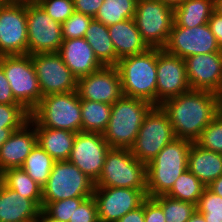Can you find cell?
<instances>
[{
	"label": "cell",
	"instance_id": "obj_18",
	"mask_svg": "<svg viewBox=\"0 0 222 222\" xmlns=\"http://www.w3.org/2000/svg\"><path fill=\"white\" fill-rule=\"evenodd\" d=\"M77 92L80 99L112 105L123 96L120 75L116 66H103L79 78Z\"/></svg>",
	"mask_w": 222,
	"mask_h": 222
},
{
	"label": "cell",
	"instance_id": "obj_35",
	"mask_svg": "<svg viewBox=\"0 0 222 222\" xmlns=\"http://www.w3.org/2000/svg\"><path fill=\"white\" fill-rule=\"evenodd\" d=\"M30 117L21 104H0V128L19 129Z\"/></svg>",
	"mask_w": 222,
	"mask_h": 222
},
{
	"label": "cell",
	"instance_id": "obj_20",
	"mask_svg": "<svg viewBox=\"0 0 222 222\" xmlns=\"http://www.w3.org/2000/svg\"><path fill=\"white\" fill-rule=\"evenodd\" d=\"M37 144V133L33 123L28 120L12 132L0 148V174L9 168H19Z\"/></svg>",
	"mask_w": 222,
	"mask_h": 222
},
{
	"label": "cell",
	"instance_id": "obj_52",
	"mask_svg": "<svg viewBox=\"0 0 222 222\" xmlns=\"http://www.w3.org/2000/svg\"><path fill=\"white\" fill-rule=\"evenodd\" d=\"M187 222H206V220L204 219L203 214L196 209Z\"/></svg>",
	"mask_w": 222,
	"mask_h": 222
},
{
	"label": "cell",
	"instance_id": "obj_21",
	"mask_svg": "<svg viewBox=\"0 0 222 222\" xmlns=\"http://www.w3.org/2000/svg\"><path fill=\"white\" fill-rule=\"evenodd\" d=\"M58 53L77 79L103 67L85 38L64 39Z\"/></svg>",
	"mask_w": 222,
	"mask_h": 222
},
{
	"label": "cell",
	"instance_id": "obj_44",
	"mask_svg": "<svg viewBox=\"0 0 222 222\" xmlns=\"http://www.w3.org/2000/svg\"><path fill=\"white\" fill-rule=\"evenodd\" d=\"M208 24L211 29V32L214 34L219 45H221L222 44V16H220L216 12H213L208 21Z\"/></svg>",
	"mask_w": 222,
	"mask_h": 222
},
{
	"label": "cell",
	"instance_id": "obj_45",
	"mask_svg": "<svg viewBox=\"0 0 222 222\" xmlns=\"http://www.w3.org/2000/svg\"><path fill=\"white\" fill-rule=\"evenodd\" d=\"M116 222H144V201L140 207L128 212Z\"/></svg>",
	"mask_w": 222,
	"mask_h": 222
},
{
	"label": "cell",
	"instance_id": "obj_8",
	"mask_svg": "<svg viewBox=\"0 0 222 222\" xmlns=\"http://www.w3.org/2000/svg\"><path fill=\"white\" fill-rule=\"evenodd\" d=\"M3 68L15 99L31 112L42 99L36 70L30 54L0 56Z\"/></svg>",
	"mask_w": 222,
	"mask_h": 222
},
{
	"label": "cell",
	"instance_id": "obj_9",
	"mask_svg": "<svg viewBox=\"0 0 222 222\" xmlns=\"http://www.w3.org/2000/svg\"><path fill=\"white\" fill-rule=\"evenodd\" d=\"M175 138L168 115L160 106H154L145 116L130 151L139 161L148 164Z\"/></svg>",
	"mask_w": 222,
	"mask_h": 222
},
{
	"label": "cell",
	"instance_id": "obj_36",
	"mask_svg": "<svg viewBox=\"0 0 222 222\" xmlns=\"http://www.w3.org/2000/svg\"><path fill=\"white\" fill-rule=\"evenodd\" d=\"M86 198H69L50 202L43 210L52 218L69 222L74 211Z\"/></svg>",
	"mask_w": 222,
	"mask_h": 222
},
{
	"label": "cell",
	"instance_id": "obj_6",
	"mask_svg": "<svg viewBox=\"0 0 222 222\" xmlns=\"http://www.w3.org/2000/svg\"><path fill=\"white\" fill-rule=\"evenodd\" d=\"M95 187L147 189V164L135 158L130 149L111 148Z\"/></svg>",
	"mask_w": 222,
	"mask_h": 222
},
{
	"label": "cell",
	"instance_id": "obj_48",
	"mask_svg": "<svg viewBox=\"0 0 222 222\" xmlns=\"http://www.w3.org/2000/svg\"><path fill=\"white\" fill-rule=\"evenodd\" d=\"M214 94L216 99L217 116L222 117V85Z\"/></svg>",
	"mask_w": 222,
	"mask_h": 222
},
{
	"label": "cell",
	"instance_id": "obj_37",
	"mask_svg": "<svg viewBox=\"0 0 222 222\" xmlns=\"http://www.w3.org/2000/svg\"><path fill=\"white\" fill-rule=\"evenodd\" d=\"M53 20L64 23L74 12L73 0H35Z\"/></svg>",
	"mask_w": 222,
	"mask_h": 222
},
{
	"label": "cell",
	"instance_id": "obj_13",
	"mask_svg": "<svg viewBox=\"0 0 222 222\" xmlns=\"http://www.w3.org/2000/svg\"><path fill=\"white\" fill-rule=\"evenodd\" d=\"M42 97L77 91L78 79L65 65L58 52L31 55Z\"/></svg>",
	"mask_w": 222,
	"mask_h": 222
},
{
	"label": "cell",
	"instance_id": "obj_19",
	"mask_svg": "<svg viewBox=\"0 0 222 222\" xmlns=\"http://www.w3.org/2000/svg\"><path fill=\"white\" fill-rule=\"evenodd\" d=\"M188 83L192 90L216 92L222 85L220 52L197 54L184 59Z\"/></svg>",
	"mask_w": 222,
	"mask_h": 222
},
{
	"label": "cell",
	"instance_id": "obj_30",
	"mask_svg": "<svg viewBox=\"0 0 222 222\" xmlns=\"http://www.w3.org/2000/svg\"><path fill=\"white\" fill-rule=\"evenodd\" d=\"M56 161L38 144L26 157L21 168L39 186L43 187L48 181L53 165Z\"/></svg>",
	"mask_w": 222,
	"mask_h": 222
},
{
	"label": "cell",
	"instance_id": "obj_27",
	"mask_svg": "<svg viewBox=\"0 0 222 222\" xmlns=\"http://www.w3.org/2000/svg\"><path fill=\"white\" fill-rule=\"evenodd\" d=\"M214 12V0H186L174 9V23L192 28L207 24Z\"/></svg>",
	"mask_w": 222,
	"mask_h": 222
},
{
	"label": "cell",
	"instance_id": "obj_31",
	"mask_svg": "<svg viewBox=\"0 0 222 222\" xmlns=\"http://www.w3.org/2000/svg\"><path fill=\"white\" fill-rule=\"evenodd\" d=\"M137 0H104L95 20L106 26L134 18Z\"/></svg>",
	"mask_w": 222,
	"mask_h": 222
},
{
	"label": "cell",
	"instance_id": "obj_28",
	"mask_svg": "<svg viewBox=\"0 0 222 222\" xmlns=\"http://www.w3.org/2000/svg\"><path fill=\"white\" fill-rule=\"evenodd\" d=\"M0 180L21 196L33 200L42 209V187L21 168H9L0 174Z\"/></svg>",
	"mask_w": 222,
	"mask_h": 222
},
{
	"label": "cell",
	"instance_id": "obj_10",
	"mask_svg": "<svg viewBox=\"0 0 222 222\" xmlns=\"http://www.w3.org/2000/svg\"><path fill=\"white\" fill-rule=\"evenodd\" d=\"M134 20L146 44L163 49L174 24V10L158 0H137Z\"/></svg>",
	"mask_w": 222,
	"mask_h": 222
},
{
	"label": "cell",
	"instance_id": "obj_32",
	"mask_svg": "<svg viewBox=\"0 0 222 222\" xmlns=\"http://www.w3.org/2000/svg\"><path fill=\"white\" fill-rule=\"evenodd\" d=\"M205 188L206 186L187 169L178 177L166 195L197 206Z\"/></svg>",
	"mask_w": 222,
	"mask_h": 222
},
{
	"label": "cell",
	"instance_id": "obj_43",
	"mask_svg": "<svg viewBox=\"0 0 222 222\" xmlns=\"http://www.w3.org/2000/svg\"><path fill=\"white\" fill-rule=\"evenodd\" d=\"M0 104H20L12 94L3 68L0 66Z\"/></svg>",
	"mask_w": 222,
	"mask_h": 222
},
{
	"label": "cell",
	"instance_id": "obj_53",
	"mask_svg": "<svg viewBox=\"0 0 222 222\" xmlns=\"http://www.w3.org/2000/svg\"><path fill=\"white\" fill-rule=\"evenodd\" d=\"M214 12L222 16V0H214Z\"/></svg>",
	"mask_w": 222,
	"mask_h": 222
},
{
	"label": "cell",
	"instance_id": "obj_12",
	"mask_svg": "<svg viewBox=\"0 0 222 222\" xmlns=\"http://www.w3.org/2000/svg\"><path fill=\"white\" fill-rule=\"evenodd\" d=\"M28 54L58 52L63 42L62 24L53 20L35 0H26Z\"/></svg>",
	"mask_w": 222,
	"mask_h": 222
},
{
	"label": "cell",
	"instance_id": "obj_2",
	"mask_svg": "<svg viewBox=\"0 0 222 222\" xmlns=\"http://www.w3.org/2000/svg\"><path fill=\"white\" fill-rule=\"evenodd\" d=\"M158 48L120 58L116 68L123 96L140 98L156 106Z\"/></svg>",
	"mask_w": 222,
	"mask_h": 222
},
{
	"label": "cell",
	"instance_id": "obj_38",
	"mask_svg": "<svg viewBox=\"0 0 222 222\" xmlns=\"http://www.w3.org/2000/svg\"><path fill=\"white\" fill-rule=\"evenodd\" d=\"M92 17L83 13L74 12L62 23L63 39L84 38Z\"/></svg>",
	"mask_w": 222,
	"mask_h": 222
},
{
	"label": "cell",
	"instance_id": "obj_24",
	"mask_svg": "<svg viewBox=\"0 0 222 222\" xmlns=\"http://www.w3.org/2000/svg\"><path fill=\"white\" fill-rule=\"evenodd\" d=\"M188 170L207 187L222 175V153L203 149L192 142L188 155Z\"/></svg>",
	"mask_w": 222,
	"mask_h": 222
},
{
	"label": "cell",
	"instance_id": "obj_14",
	"mask_svg": "<svg viewBox=\"0 0 222 222\" xmlns=\"http://www.w3.org/2000/svg\"><path fill=\"white\" fill-rule=\"evenodd\" d=\"M163 49L185 59L197 54L220 52V45L208 23L192 28L180 27L174 23Z\"/></svg>",
	"mask_w": 222,
	"mask_h": 222
},
{
	"label": "cell",
	"instance_id": "obj_11",
	"mask_svg": "<svg viewBox=\"0 0 222 222\" xmlns=\"http://www.w3.org/2000/svg\"><path fill=\"white\" fill-rule=\"evenodd\" d=\"M28 54L26 0L0 5V56Z\"/></svg>",
	"mask_w": 222,
	"mask_h": 222
},
{
	"label": "cell",
	"instance_id": "obj_42",
	"mask_svg": "<svg viewBox=\"0 0 222 222\" xmlns=\"http://www.w3.org/2000/svg\"><path fill=\"white\" fill-rule=\"evenodd\" d=\"M75 12L95 18L104 0H73Z\"/></svg>",
	"mask_w": 222,
	"mask_h": 222
},
{
	"label": "cell",
	"instance_id": "obj_7",
	"mask_svg": "<svg viewBox=\"0 0 222 222\" xmlns=\"http://www.w3.org/2000/svg\"><path fill=\"white\" fill-rule=\"evenodd\" d=\"M95 183L73 163L56 161L48 181L42 187V209L50 202L93 196Z\"/></svg>",
	"mask_w": 222,
	"mask_h": 222
},
{
	"label": "cell",
	"instance_id": "obj_39",
	"mask_svg": "<svg viewBox=\"0 0 222 222\" xmlns=\"http://www.w3.org/2000/svg\"><path fill=\"white\" fill-rule=\"evenodd\" d=\"M69 222H99L97 204L93 196L86 198L78 208L75 209Z\"/></svg>",
	"mask_w": 222,
	"mask_h": 222
},
{
	"label": "cell",
	"instance_id": "obj_17",
	"mask_svg": "<svg viewBox=\"0 0 222 222\" xmlns=\"http://www.w3.org/2000/svg\"><path fill=\"white\" fill-rule=\"evenodd\" d=\"M156 76V106L191 90L184 59L160 48H158Z\"/></svg>",
	"mask_w": 222,
	"mask_h": 222
},
{
	"label": "cell",
	"instance_id": "obj_46",
	"mask_svg": "<svg viewBox=\"0 0 222 222\" xmlns=\"http://www.w3.org/2000/svg\"><path fill=\"white\" fill-rule=\"evenodd\" d=\"M207 188L212 191L214 194L222 197V175L218 177L216 180L211 182Z\"/></svg>",
	"mask_w": 222,
	"mask_h": 222
},
{
	"label": "cell",
	"instance_id": "obj_50",
	"mask_svg": "<svg viewBox=\"0 0 222 222\" xmlns=\"http://www.w3.org/2000/svg\"><path fill=\"white\" fill-rule=\"evenodd\" d=\"M37 221L38 222H63V221H59L50 217L43 209H41Z\"/></svg>",
	"mask_w": 222,
	"mask_h": 222
},
{
	"label": "cell",
	"instance_id": "obj_3",
	"mask_svg": "<svg viewBox=\"0 0 222 222\" xmlns=\"http://www.w3.org/2000/svg\"><path fill=\"white\" fill-rule=\"evenodd\" d=\"M154 105L140 98L122 96L111 107L103 137L110 148L130 149L144 121Z\"/></svg>",
	"mask_w": 222,
	"mask_h": 222
},
{
	"label": "cell",
	"instance_id": "obj_29",
	"mask_svg": "<svg viewBox=\"0 0 222 222\" xmlns=\"http://www.w3.org/2000/svg\"><path fill=\"white\" fill-rule=\"evenodd\" d=\"M82 132L102 133L107 128L112 105L80 99Z\"/></svg>",
	"mask_w": 222,
	"mask_h": 222
},
{
	"label": "cell",
	"instance_id": "obj_5",
	"mask_svg": "<svg viewBox=\"0 0 222 222\" xmlns=\"http://www.w3.org/2000/svg\"><path fill=\"white\" fill-rule=\"evenodd\" d=\"M30 116L41 127L82 132L80 97L77 91L42 97Z\"/></svg>",
	"mask_w": 222,
	"mask_h": 222
},
{
	"label": "cell",
	"instance_id": "obj_15",
	"mask_svg": "<svg viewBox=\"0 0 222 222\" xmlns=\"http://www.w3.org/2000/svg\"><path fill=\"white\" fill-rule=\"evenodd\" d=\"M93 197L99 222H116L142 205L147 198V189L95 187Z\"/></svg>",
	"mask_w": 222,
	"mask_h": 222
},
{
	"label": "cell",
	"instance_id": "obj_54",
	"mask_svg": "<svg viewBox=\"0 0 222 222\" xmlns=\"http://www.w3.org/2000/svg\"><path fill=\"white\" fill-rule=\"evenodd\" d=\"M220 53H221V56H222V44L220 45Z\"/></svg>",
	"mask_w": 222,
	"mask_h": 222
},
{
	"label": "cell",
	"instance_id": "obj_51",
	"mask_svg": "<svg viewBox=\"0 0 222 222\" xmlns=\"http://www.w3.org/2000/svg\"><path fill=\"white\" fill-rule=\"evenodd\" d=\"M164 5H167L168 7L172 8L173 10L177 7H179L183 2L186 0H158Z\"/></svg>",
	"mask_w": 222,
	"mask_h": 222
},
{
	"label": "cell",
	"instance_id": "obj_25",
	"mask_svg": "<svg viewBox=\"0 0 222 222\" xmlns=\"http://www.w3.org/2000/svg\"><path fill=\"white\" fill-rule=\"evenodd\" d=\"M29 120L35 126L37 144L55 161H67L73 148L76 133L68 130L41 127L31 116Z\"/></svg>",
	"mask_w": 222,
	"mask_h": 222
},
{
	"label": "cell",
	"instance_id": "obj_23",
	"mask_svg": "<svg viewBox=\"0 0 222 222\" xmlns=\"http://www.w3.org/2000/svg\"><path fill=\"white\" fill-rule=\"evenodd\" d=\"M108 32L119 59L150 48L143 40L134 18L108 26Z\"/></svg>",
	"mask_w": 222,
	"mask_h": 222
},
{
	"label": "cell",
	"instance_id": "obj_4",
	"mask_svg": "<svg viewBox=\"0 0 222 222\" xmlns=\"http://www.w3.org/2000/svg\"><path fill=\"white\" fill-rule=\"evenodd\" d=\"M192 142L175 138L147 164V197L166 195L178 177L188 169Z\"/></svg>",
	"mask_w": 222,
	"mask_h": 222
},
{
	"label": "cell",
	"instance_id": "obj_1",
	"mask_svg": "<svg viewBox=\"0 0 222 222\" xmlns=\"http://www.w3.org/2000/svg\"><path fill=\"white\" fill-rule=\"evenodd\" d=\"M168 115L176 138L195 142L217 116L214 92L190 90L159 105Z\"/></svg>",
	"mask_w": 222,
	"mask_h": 222
},
{
	"label": "cell",
	"instance_id": "obj_40",
	"mask_svg": "<svg viewBox=\"0 0 222 222\" xmlns=\"http://www.w3.org/2000/svg\"><path fill=\"white\" fill-rule=\"evenodd\" d=\"M196 209L199 212L222 211V197L214 194L206 187L199 199Z\"/></svg>",
	"mask_w": 222,
	"mask_h": 222
},
{
	"label": "cell",
	"instance_id": "obj_34",
	"mask_svg": "<svg viewBox=\"0 0 222 222\" xmlns=\"http://www.w3.org/2000/svg\"><path fill=\"white\" fill-rule=\"evenodd\" d=\"M195 143L203 149L222 153V117L216 116Z\"/></svg>",
	"mask_w": 222,
	"mask_h": 222
},
{
	"label": "cell",
	"instance_id": "obj_22",
	"mask_svg": "<svg viewBox=\"0 0 222 222\" xmlns=\"http://www.w3.org/2000/svg\"><path fill=\"white\" fill-rule=\"evenodd\" d=\"M41 208L0 180V222H30L38 219Z\"/></svg>",
	"mask_w": 222,
	"mask_h": 222
},
{
	"label": "cell",
	"instance_id": "obj_33",
	"mask_svg": "<svg viewBox=\"0 0 222 222\" xmlns=\"http://www.w3.org/2000/svg\"><path fill=\"white\" fill-rule=\"evenodd\" d=\"M153 199L162 207L165 222H187L196 211V205L167 195H159Z\"/></svg>",
	"mask_w": 222,
	"mask_h": 222
},
{
	"label": "cell",
	"instance_id": "obj_26",
	"mask_svg": "<svg viewBox=\"0 0 222 222\" xmlns=\"http://www.w3.org/2000/svg\"><path fill=\"white\" fill-rule=\"evenodd\" d=\"M84 38L103 66H116L119 58L109 36L108 26L93 18Z\"/></svg>",
	"mask_w": 222,
	"mask_h": 222
},
{
	"label": "cell",
	"instance_id": "obj_16",
	"mask_svg": "<svg viewBox=\"0 0 222 222\" xmlns=\"http://www.w3.org/2000/svg\"><path fill=\"white\" fill-rule=\"evenodd\" d=\"M110 149L102 133L78 132L68 161L95 183L101 175Z\"/></svg>",
	"mask_w": 222,
	"mask_h": 222
},
{
	"label": "cell",
	"instance_id": "obj_47",
	"mask_svg": "<svg viewBox=\"0 0 222 222\" xmlns=\"http://www.w3.org/2000/svg\"><path fill=\"white\" fill-rule=\"evenodd\" d=\"M203 214L206 222H222V211L217 212H200Z\"/></svg>",
	"mask_w": 222,
	"mask_h": 222
},
{
	"label": "cell",
	"instance_id": "obj_49",
	"mask_svg": "<svg viewBox=\"0 0 222 222\" xmlns=\"http://www.w3.org/2000/svg\"><path fill=\"white\" fill-rule=\"evenodd\" d=\"M12 132L10 128H0V148L9 139Z\"/></svg>",
	"mask_w": 222,
	"mask_h": 222
},
{
	"label": "cell",
	"instance_id": "obj_41",
	"mask_svg": "<svg viewBox=\"0 0 222 222\" xmlns=\"http://www.w3.org/2000/svg\"><path fill=\"white\" fill-rule=\"evenodd\" d=\"M144 222H165L162 207L151 197L144 200Z\"/></svg>",
	"mask_w": 222,
	"mask_h": 222
}]
</instances>
